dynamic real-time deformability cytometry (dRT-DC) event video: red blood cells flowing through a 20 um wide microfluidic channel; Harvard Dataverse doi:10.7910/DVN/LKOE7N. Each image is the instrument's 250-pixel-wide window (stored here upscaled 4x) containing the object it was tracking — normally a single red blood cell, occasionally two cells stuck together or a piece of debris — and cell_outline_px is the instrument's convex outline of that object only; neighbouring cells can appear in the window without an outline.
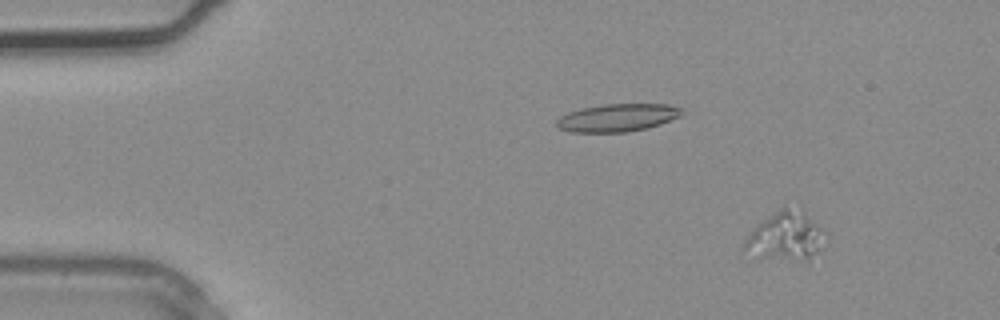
{"species": "common noctule bat (a hibernating species)", "species_latin": "Nyctalus noctula", "temperature_condition": "warm", "stored_images_in_passage": 3, "camera_frame_rate_fps": 3000, "um_per_image_px": 0.085, "animal": {"sex": "male", "body_mass_g": 20.4}, "frame": {"image": 1, "passage_image": 1, "time_ms": 0.0, "image_size_px": [1000, 320], "cell_outline_px": [[820, 228], [816, 252], [808, 260], [764, 256], [740, 252], [740, 248], [752, 228], [784, 204], [804, 208]], "centroid_in_image_um": [66.65, 19.98], "position_along_channel_um": 18.3, "area_um2": 22.25}}
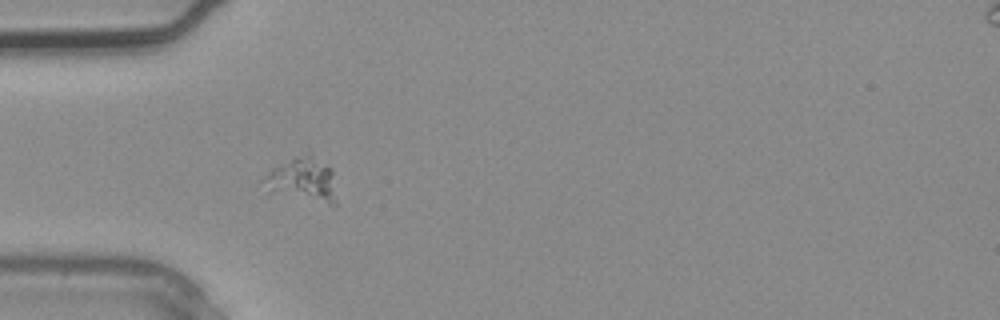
{"frame": {"image": 2, "passage_image": 3, "time_ms": 0.667, "image_size_px": [1000, 320], "cell_outline_px": [[336, 204], [328, 204], [268, 192], [268, 176], [276, 168], [296, 156], [312, 152], [332, 168], [336, 200]], "centroid_in_image_um": [25.86, 15.26], "position_along_channel_um": 59.1, "area_um2": 18.03}}